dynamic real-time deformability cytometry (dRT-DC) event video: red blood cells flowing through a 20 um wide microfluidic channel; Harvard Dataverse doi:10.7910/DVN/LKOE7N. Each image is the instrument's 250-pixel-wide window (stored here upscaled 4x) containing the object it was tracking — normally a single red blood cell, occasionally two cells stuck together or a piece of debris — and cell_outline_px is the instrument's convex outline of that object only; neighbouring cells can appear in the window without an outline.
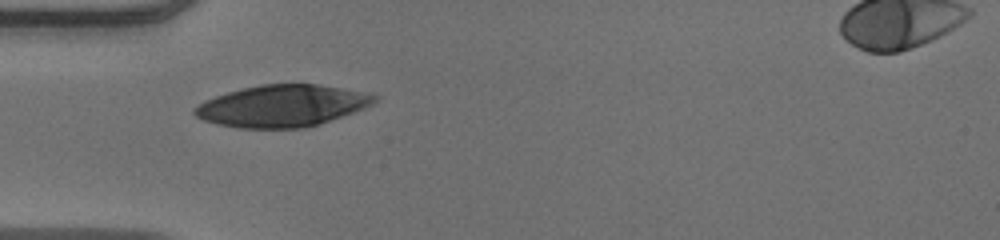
{"species": "human", "species_latin": "Homo sapiens", "temperature_condition": "warm", "stored_images_in_passage": 31, "camera_frame_rate_fps": 3000, "um_per_image_px": 0.085, "donor": {"sex": "male"}, "frame": {"image": 1, "passage_image": 1, "time_ms": 0.0, "image_size_px": [1000, 240], "cell_outline_px": [[380, 96], [372, 104], [364, 108], [320, 124], [304, 128], [240, 128], [216, 124], [204, 120], [196, 116], [192, 112], [192, 108], [204, 100], [228, 92], [260, 84], [316, 84], [360, 92]], "centroid_in_image_um": [23.93, 9.01], "position_along_channel_um": 61.1, "area_um2": 43.52}}
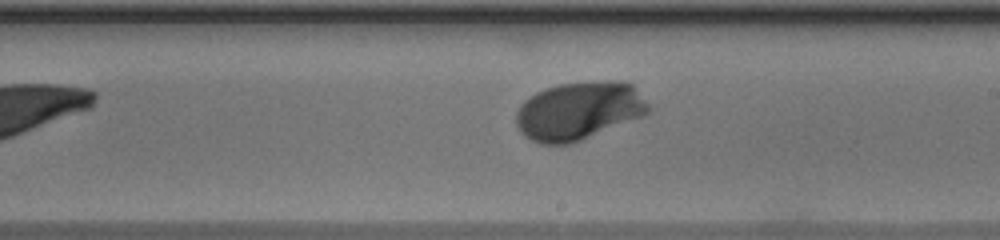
{"frame": {"image": 2, "passage_image": 15, "time_ms": 4.667, "image_size_px": [1000, 240], "cell_outline_px": [[648, 112], [644, 116], [580, 140], [568, 144], [540, 144], [524, 136], [520, 132], [516, 124], [516, 112], [520, 104], [524, 100], [536, 92], [560, 84], [616, 80], [620, 80], [632, 84], [648, 104]], "centroid_in_image_um": [49.18, 9.42], "position_along_channel_um": 239.8, "area_um2": 44.56}}
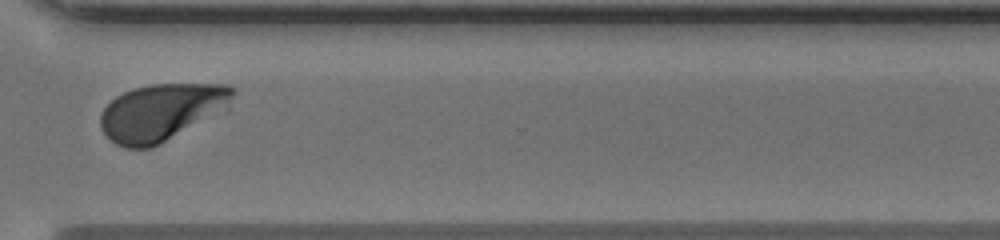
{"frame": {"image": 3, "passage_image": 24, "time_ms": 7.667, "image_size_px": [1000, 240], "cell_outline_px": [[236, 92], [228, 112], [152, 148], [124, 148], [116, 144], [100, 128], [100, 116], [104, 108], [116, 96], [124, 92], [136, 88], [152, 84], [228, 84], [236, 88]], "centroid_in_image_um": [13.84, 9.54], "position_along_channel_um": 356.8, "area_um2": 45.03}, "authors_computed_cell_mechanics": {"area_um2": 43.6968, "velocity_mm_per_s": 3.9, "shape_relaxation_time_tau1_ms": 1.7605, "shape_relaxation_time_tau2_ms": null, "deformation_change_tau1": 0.1508, "deformation_change_tau2": null}}